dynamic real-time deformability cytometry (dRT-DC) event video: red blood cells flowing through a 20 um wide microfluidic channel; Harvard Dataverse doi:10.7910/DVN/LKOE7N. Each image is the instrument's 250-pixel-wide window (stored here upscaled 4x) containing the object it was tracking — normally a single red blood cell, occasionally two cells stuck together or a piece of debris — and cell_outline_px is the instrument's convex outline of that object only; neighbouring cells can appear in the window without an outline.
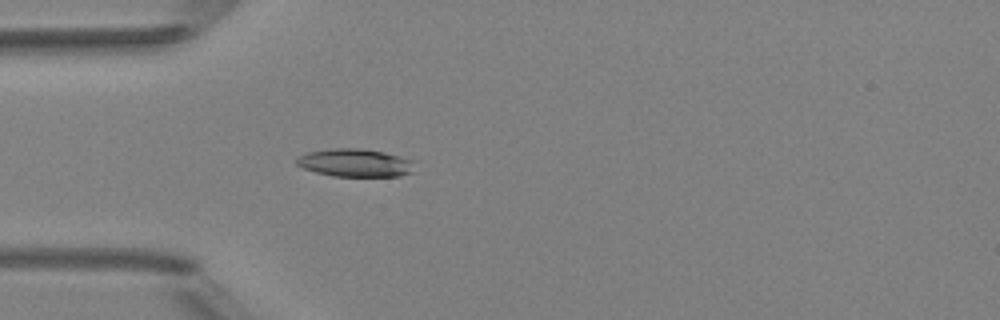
{"species": "Egyptian fruit bat (a non-hibernating species)", "species_latin": "Rousettus aegyptiacus", "temperature_condition": "room temperature", "stored_images_in_passage": 5, "camera_frame_rate_fps": 3000, "um_per_image_px": 0.085, "animal": {"sex": "female"}, "frame": {"image": 1, "passage_image": 5, "time_ms": 4.667, "image_size_px": [1000, 320], "cell_outline_px": [[416, 160], [412, 172], [400, 176], [332, 176], [316, 172], [304, 168], [296, 164], [296, 156], [304, 152], [332, 148], [360, 148], [384, 152]], "centroid_in_image_um": [30.18, 13.83], "position_along_channel_um": 54.8, "area_um2": 19.54}}